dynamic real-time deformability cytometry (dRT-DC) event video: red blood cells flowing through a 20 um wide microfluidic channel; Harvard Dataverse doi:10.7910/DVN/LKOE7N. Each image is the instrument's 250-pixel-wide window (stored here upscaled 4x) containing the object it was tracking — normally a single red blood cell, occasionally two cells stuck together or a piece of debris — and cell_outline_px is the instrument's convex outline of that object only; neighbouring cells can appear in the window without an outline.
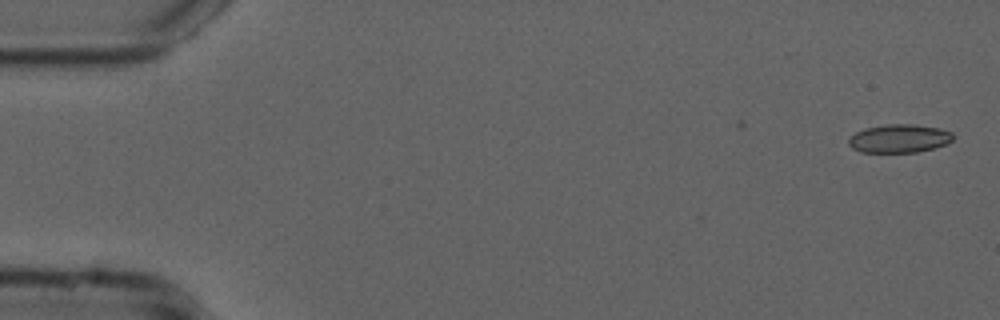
{"species": "common noctule bat (a hibernating species)", "species_latin": "Nyctalus noctula", "temperature_condition": "cold", "stored_images_in_passage": 49, "camera_frame_rate_fps": 3000, "um_per_image_px": 0.085, "animal": {"sex": "male", "forearm_length_mm": 52.5}, "frame": {"image": 1, "passage_image": 1, "time_ms": 0.0, "image_size_px": [1000, 320], "cell_outline_px": [[956, 136], [948, 144], [916, 152], [860, 152], [852, 148], [848, 144], [848, 136], [864, 128], [888, 124], [916, 124], [940, 128], [952, 132]], "centroid_in_image_um": [76.44, 11.76], "position_along_channel_um": 8.6, "area_um2": 17.51}}
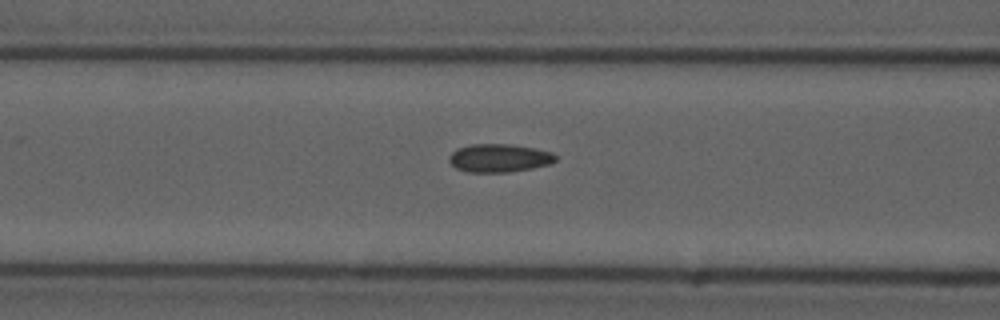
{"frame": {"image": 2, "passage_image": 21, "time_ms": 6.667, "image_size_px": [1000, 320], "cell_outline_px": [[556, 160], [548, 164], [532, 168], [508, 172], [468, 172], [456, 168], [448, 160], [448, 156], [456, 148], [472, 144], [508, 144], [536, 148], [552, 152], [556, 156]], "centroid_in_image_um": [42.4, 13.42], "position_along_channel_um": 124.2, "area_um2": 17.51}}
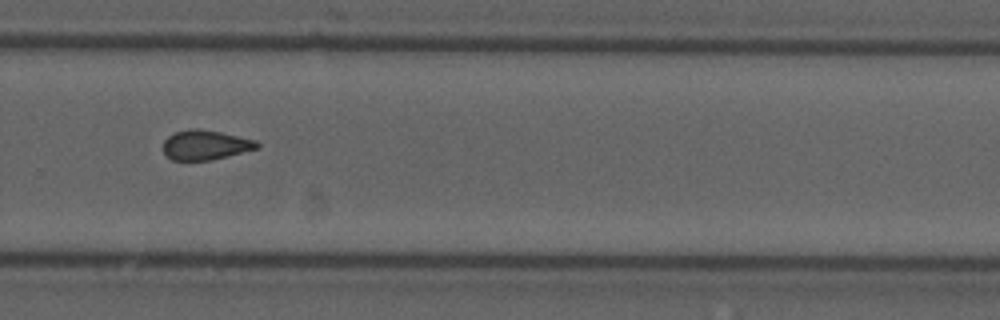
{"frame": {"image": 3, "passage_image": 36, "time_ms": 11.667, "image_size_px": [1000, 320], "cell_outline_px": [[260, 148], [212, 160], [172, 160], [164, 152], [164, 140], [168, 136], [176, 132], [188, 128], [196, 128], [220, 132], [256, 140], [260, 144]], "centroid_in_image_um": [17.49, 12.32], "position_along_channel_um": 312.3, "area_um2": 16.24}, "authors_computed_cell_mechanics": {"area_um2": 16.8776, "velocity_mm_per_s": 3.7691, "shape_relaxation_time_tau1_ms": null, "shape_relaxation_time_tau2_ms": 3.7073, "deformation_change_tau1": null, "deformation_change_tau2": 0.1119}}